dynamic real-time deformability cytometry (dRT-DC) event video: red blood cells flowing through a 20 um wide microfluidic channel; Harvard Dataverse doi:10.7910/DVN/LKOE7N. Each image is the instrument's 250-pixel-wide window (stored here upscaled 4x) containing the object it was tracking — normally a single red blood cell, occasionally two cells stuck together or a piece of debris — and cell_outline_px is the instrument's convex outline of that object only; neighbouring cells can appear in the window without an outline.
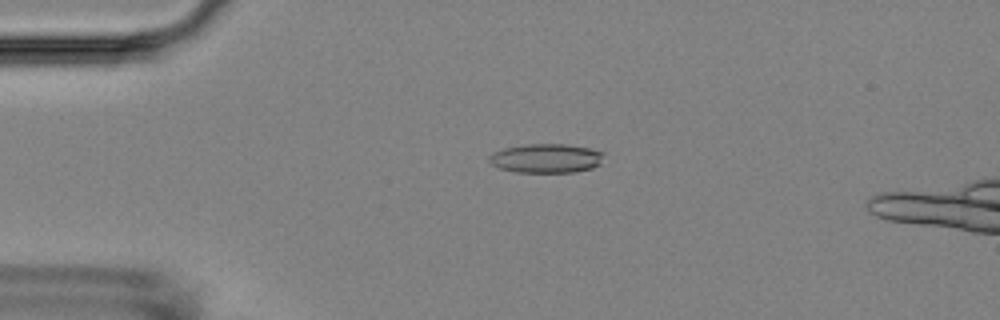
{"species": "Egyptian fruit bat (a non-hibernating species)", "species_latin": "Rousettus aegyptiacus", "temperature_condition": "room temperature", "stored_images_in_passage": 5, "camera_frame_rate_fps": 3000, "um_per_image_px": 0.085, "animal": {"sex": "female"}, "frame": {"image": 1, "passage_image": 4, "time_ms": 3.333, "image_size_px": [1000, 320], "cell_outline_px": [[604, 152], [600, 164], [592, 168], [576, 172], [516, 172], [500, 168], [492, 164], [488, 160], [488, 156], [492, 152], [504, 148], [524, 144], [564, 144], [588, 148]], "centroid_in_image_um": [46.4, 13.45], "position_along_channel_um": 38.6, "area_um2": 19.48}}